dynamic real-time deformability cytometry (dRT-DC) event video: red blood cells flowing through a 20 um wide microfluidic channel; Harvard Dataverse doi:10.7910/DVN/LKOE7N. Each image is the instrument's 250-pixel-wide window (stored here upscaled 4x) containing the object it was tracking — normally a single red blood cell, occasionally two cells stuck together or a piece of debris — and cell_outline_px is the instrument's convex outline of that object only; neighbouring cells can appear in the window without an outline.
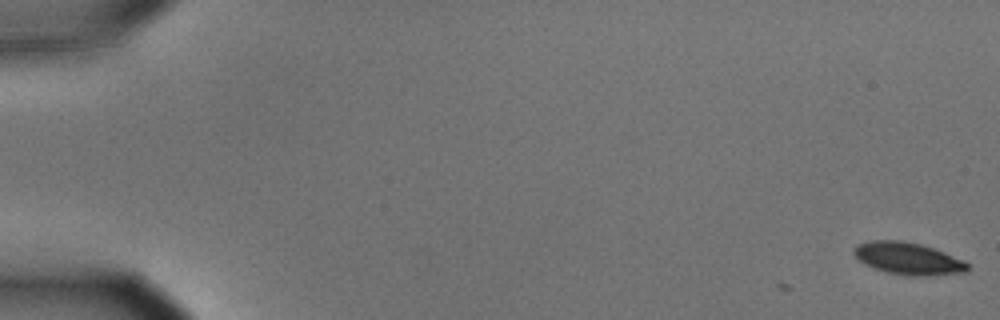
{"species": "common noctule bat (a hibernating species)", "species_latin": "Nyctalus noctula", "temperature_condition": "cold", "stored_images_in_passage": 3, "camera_frame_rate_fps": 3000, "um_per_image_px": 0.085, "animal": {"sex": "male", "body_mass_g": 15.6}, "frame": {"image": 1, "passage_image": 1, "time_ms": 0.0, "image_size_px": [1000, 320], "cell_outline_px": [[968, 272], [924, 276], [908, 276], [888, 272], [876, 268], [860, 260], [852, 252], [860, 244], [868, 240], [900, 240], [920, 244], [944, 252], [964, 260], [968, 264]], "centroid_in_image_um": [77.23, 21.97], "position_along_channel_um": 7.8, "area_um2": 20.98}}